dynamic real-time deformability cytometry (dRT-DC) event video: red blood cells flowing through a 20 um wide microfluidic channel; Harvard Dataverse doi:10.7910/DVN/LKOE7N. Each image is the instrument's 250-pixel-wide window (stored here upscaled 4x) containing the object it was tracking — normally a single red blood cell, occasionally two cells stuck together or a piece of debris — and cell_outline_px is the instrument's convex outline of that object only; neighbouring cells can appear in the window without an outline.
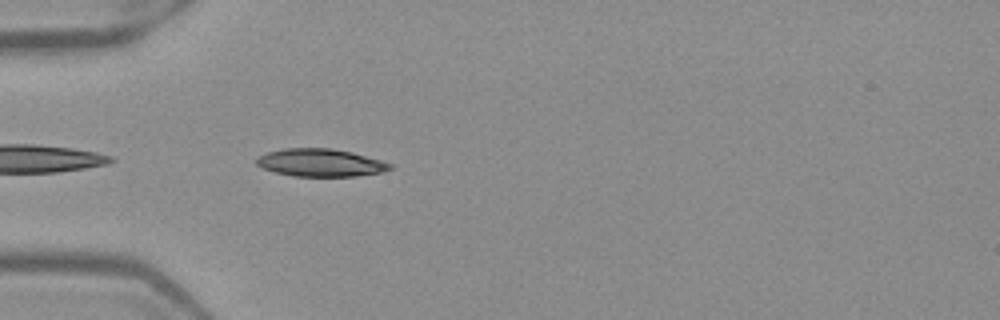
{"species": "Egyptian fruit bat (a non-hibernating species)", "species_latin": "Rousettus aegyptiacus", "temperature_condition": "warm", "stored_images_in_passage": 37, "camera_frame_rate_fps": 3000, "um_per_image_px": 0.085, "frame": {"image": 1, "passage_image": 2, "time_ms": 0.333, "image_size_px": [1000, 320], "cell_outline_px": [[392, 168], [384, 172], [356, 176], [292, 176], [276, 172], [264, 168], [256, 164], [256, 156], [268, 152], [284, 148], [332, 148], [352, 152], [380, 160], [392, 164]], "centroid_in_image_um": [27.24, 13.82], "position_along_channel_um": 57.8, "area_um2": 21.56}}
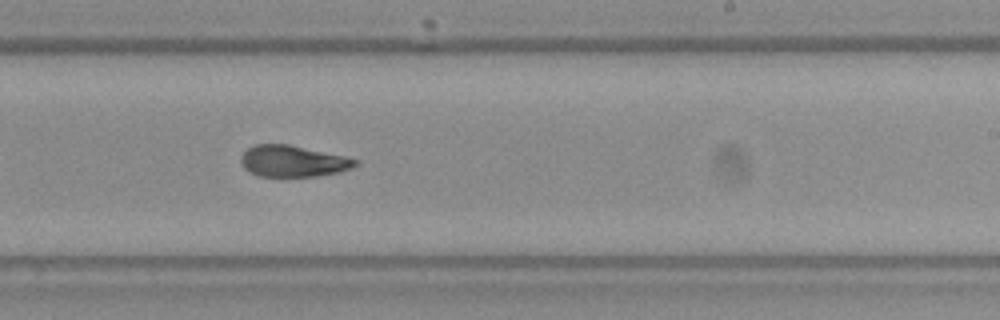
{"frame": {"image": 2, "passage_image": 18, "time_ms": 5.667, "image_size_px": [1000, 320], "cell_outline_px": [[360, 160], [352, 168], [340, 172], [316, 176], [260, 176], [248, 172], [244, 168], [240, 160], [240, 156], [248, 148], [256, 144], [288, 144], [344, 156]], "centroid_in_image_um": [24.88, 13.7], "position_along_channel_um": 264.1, "area_um2": 20.87}}
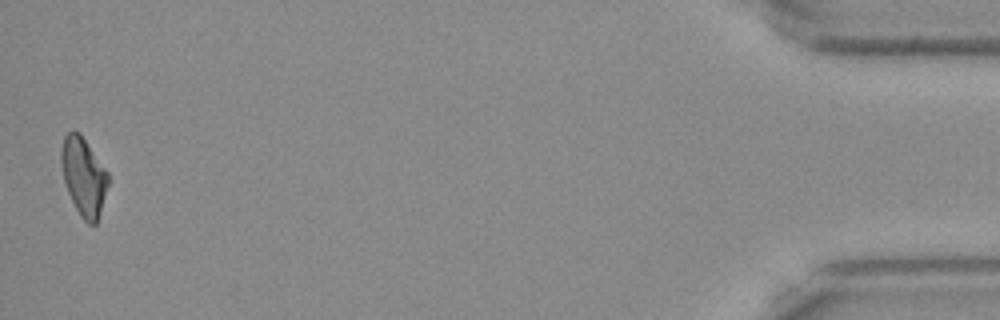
{"frame": {"image": 3, "passage_image": 37, "time_ms": 12.0, "image_size_px": [1000, 320], "cell_outline_px": [[108, 184], [96, 224], [88, 224], [80, 216], [68, 192], [64, 180], [60, 160], [60, 152], [64, 136], [68, 132], [80, 132], [108, 172]], "centroid_in_image_um": [7.1, 14.98], "position_along_channel_um": 428.1, "area_um2": 21.1}, "authors_computed_cell_mechanics": {"area_um2": 21.7328, "velocity_mm_per_s": 3.9779, "shape_relaxation_time_tau1_ms": 5.0666, "shape_relaxation_time_tau2_ms": 1.8637, "deformation_change_tau1": 0.1622, "deformation_change_tau2": 0.0791}}